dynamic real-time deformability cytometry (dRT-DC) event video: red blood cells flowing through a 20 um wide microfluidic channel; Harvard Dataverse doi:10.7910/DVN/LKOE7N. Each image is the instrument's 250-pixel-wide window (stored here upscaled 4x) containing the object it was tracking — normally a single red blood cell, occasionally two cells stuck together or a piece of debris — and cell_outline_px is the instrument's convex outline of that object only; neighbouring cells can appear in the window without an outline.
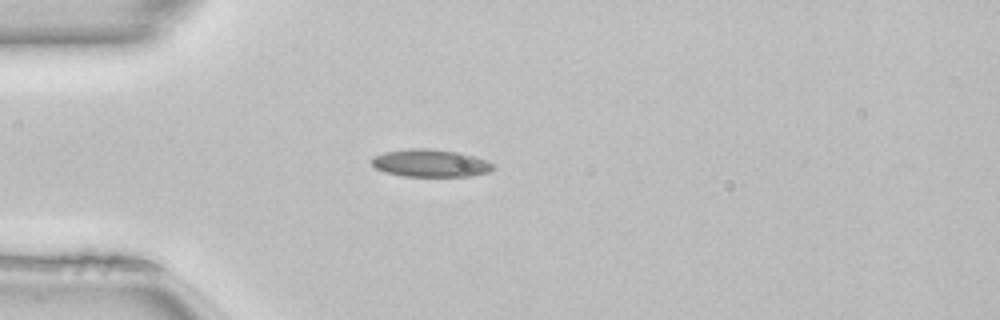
{"species": "common noctule bat (a hibernating species)", "species_latin": "Nyctalus noctula", "temperature_condition": "room temperature", "stored_images_in_passage": 15, "camera_frame_rate_fps": 3000, "um_per_image_px": 0.085, "animal": {"sex": "female", "body_mass_g": 22.7, "forearm_length_mm": 54.2}, "frame": {"image": 1, "passage_image": 13, "time_ms": 4.0, "image_size_px": [1000, 320], "cell_outline_px": [[496, 168], [488, 172], [472, 176], [404, 176], [384, 172], [376, 168], [368, 160], [372, 156], [384, 152], [408, 148], [428, 148], [460, 152], [484, 160], [492, 164]], "centroid_in_image_um": [36.53, 13.86], "position_along_channel_um": 48.5, "area_um2": 19.65}}